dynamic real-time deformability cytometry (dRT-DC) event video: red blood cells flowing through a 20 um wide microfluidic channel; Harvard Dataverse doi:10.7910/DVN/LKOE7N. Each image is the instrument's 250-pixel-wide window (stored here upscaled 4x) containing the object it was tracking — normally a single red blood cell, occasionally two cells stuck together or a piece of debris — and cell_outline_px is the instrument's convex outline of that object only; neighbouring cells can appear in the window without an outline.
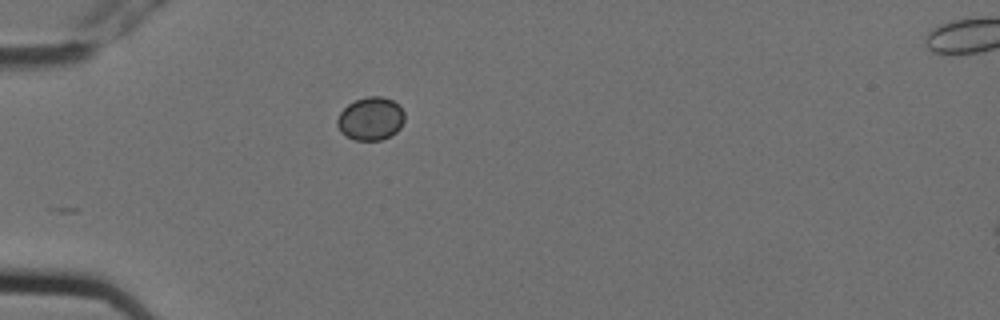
{"species": "Egyptian fruit bat (a non-hibernating species)", "species_latin": "Rousettus aegyptiacus", "temperature_condition": "cold", "stored_images_in_passage": 4, "camera_frame_rate_fps": 3000, "um_per_image_px": 0.085, "animal": {"sex": "female"}, "frame": {"image": 1, "passage_image": 1, "time_ms": 0.0, "image_size_px": [1000, 320], "cell_outline_px": [[404, 120], [400, 128], [396, 132], [380, 140], [356, 140], [340, 132], [336, 124], [336, 120], [340, 112], [348, 104], [356, 100], [368, 96], [380, 96], [392, 100], [404, 112]], "centroid_in_image_um": [31.48, 10.09], "position_along_channel_um": 53.5, "area_um2": 16.76}}
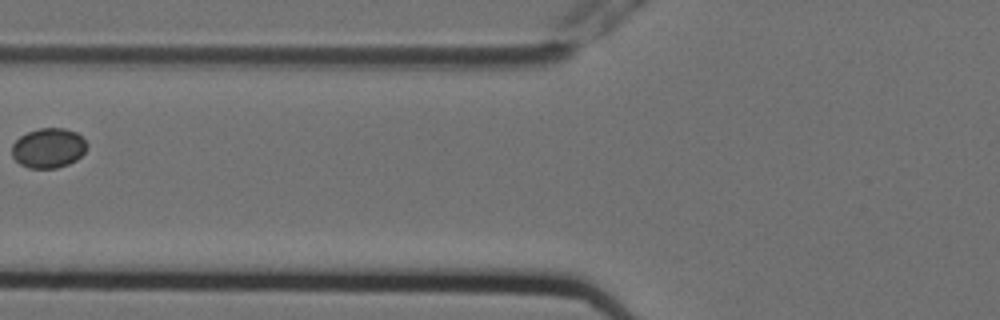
{"frame": {"image": 2, "passage_image": 3, "time_ms": 0.667, "image_size_px": [1000, 320], "cell_outline_px": [[88, 148], [76, 160], [68, 164], [56, 168], [28, 168], [20, 164], [12, 156], [12, 144], [20, 136], [28, 132], [40, 128], [64, 128], [76, 132], [88, 144]], "centroid_in_image_um": [4.12, 12.58], "position_along_channel_um": 121.7, "area_um2": 17.4}}
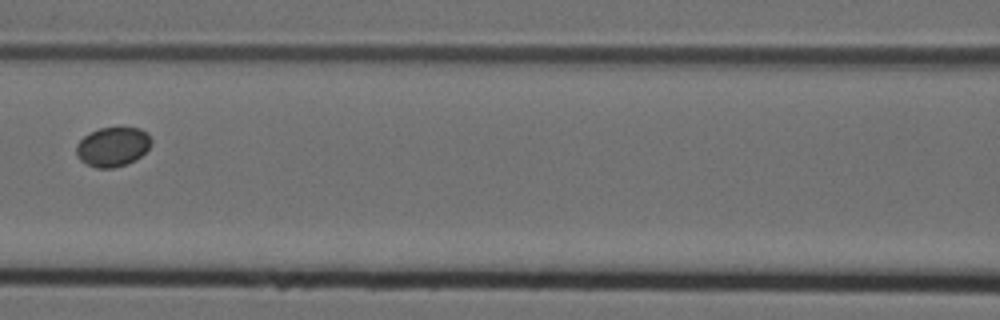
{"frame": {"image": 3, "passage_image": 4, "time_ms": 1.0, "image_size_px": [1000, 320], "cell_outline_px": [[152, 144], [136, 160], [112, 168], [96, 168], [80, 160], [76, 152], [76, 144], [84, 136], [100, 128], [140, 128], [152, 140]], "centroid_in_image_um": [9.57, 12.48], "position_along_channel_um": 157.0, "area_um2": 16.94}}